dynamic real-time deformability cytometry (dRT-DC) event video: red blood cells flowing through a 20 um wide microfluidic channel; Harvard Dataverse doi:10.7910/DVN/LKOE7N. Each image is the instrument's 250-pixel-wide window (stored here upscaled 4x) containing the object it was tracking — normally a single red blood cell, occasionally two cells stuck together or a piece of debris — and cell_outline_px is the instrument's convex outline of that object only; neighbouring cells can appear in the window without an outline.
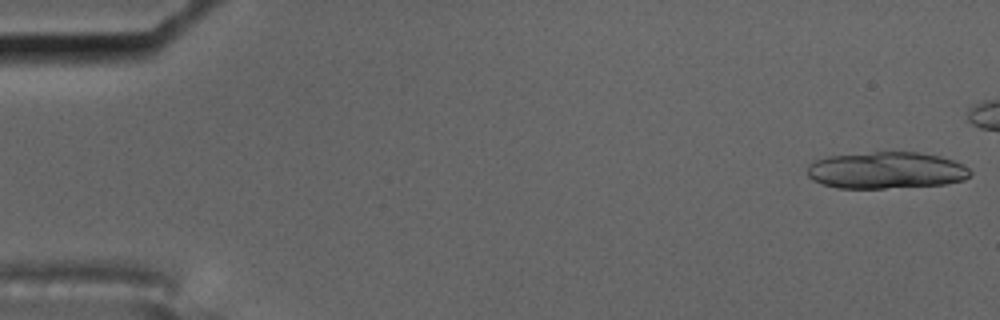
{"species": "common noctule bat (a hibernating species)", "species_latin": "Nyctalus noctula", "temperature_condition": "cold", "stored_images_in_passage": 15, "camera_frame_rate_fps": 3000, "um_per_image_px": 0.085, "animal": {"sex": "male", "body_mass_g": 17.5, "forearm_length_mm": 52.3}, "frame": {"image": 1, "passage_image": 1, "time_ms": 0.0, "image_size_px": [1000, 320], "cell_outline_px": [[972, 172], [964, 180], [944, 184], [884, 188], [836, 188], [820, 184], [812, 180], [808, 176], [808, 164], [816, 160], [828, 156], [872, 152], [916, 152], [940, 156], [952, 160], [968, 168]], "centroid_in_image_um": [75.29, 14.48], "position_along_channel_um": 9.7, "area_um2": 34.85}}